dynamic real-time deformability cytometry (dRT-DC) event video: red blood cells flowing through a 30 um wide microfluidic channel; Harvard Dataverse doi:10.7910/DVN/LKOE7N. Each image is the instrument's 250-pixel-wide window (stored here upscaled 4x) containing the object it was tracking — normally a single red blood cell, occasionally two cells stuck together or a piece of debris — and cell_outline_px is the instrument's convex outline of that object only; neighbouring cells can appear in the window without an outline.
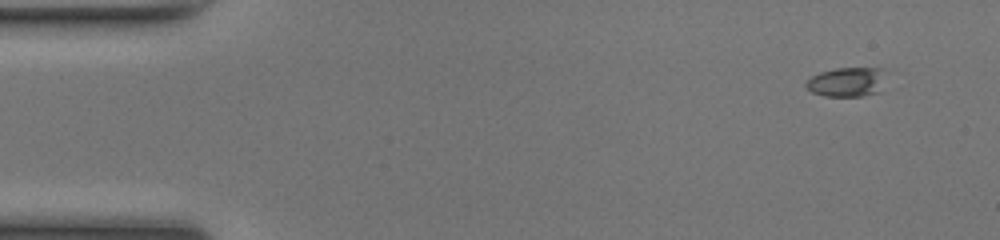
{"species": "common noctule bat (a hibernating species)", "species_latin": "Nyctalus noctula", "temperature_condition": "room temperature", "stored_images_in_passage": 47, "camera_frame_rate_fps": 3000, "um_per_image_px": 0.085, "animal": {"sex": "female", "body_mass_g": 17.0, "forearm_length_mm": 48.0}, "frame": {"image": 1, "passage_image": 1, "time_ms": 0.0, "image_size_px": [1000, 240], "cell_outline_px": [[884, 68], [880, 92], [860, 96], [824, 96], [812, 92], [804, 84], [812, 76], [820, 72], [836, 68]], "centroid_in_image_um": [71.96, 6.97], "position_along_channel_um": 13.0, "area_um2": 13.53}}
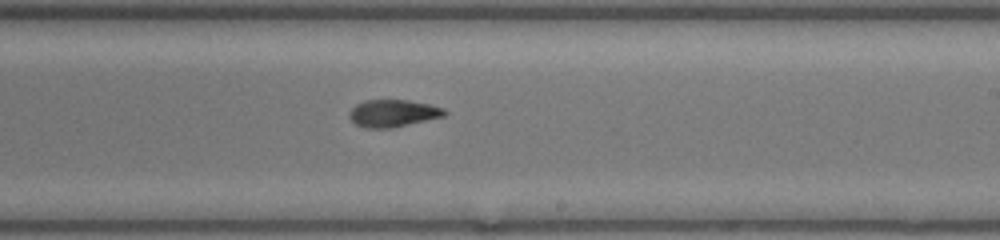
{"frame": {"image": 2, "passage_image": 27, "time_ms": 8.667, "image_size_px": [1000, 240], "cell_outline_px": [[448, 112], [444, 116], [392, 128], [364, 128], [356, 124], [348, 116], [348, 112], [356, 104], [364, 100], [408, 100], [428, 104], [444, 108]], "centroid_in_image_um": [33.38, 9.63], "position_along_channel_um": 255.6, "area_um2": 15.14}}
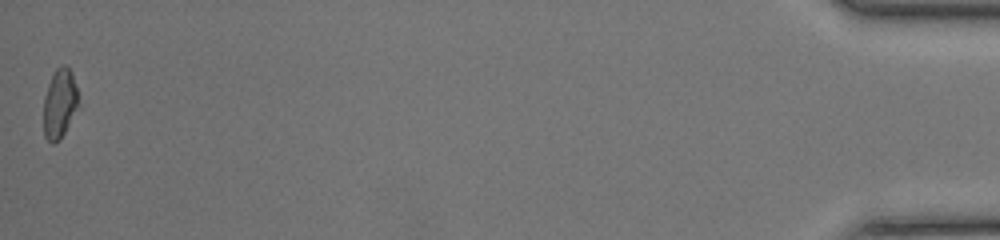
{"frame": {"image": 3, "passage_image": 47, "time_ms": 15.333, "image_size_px": [1000, 240], "cell_outline_px": [[80, 108], [60, 140], [52, 144], [44, 136], [44, 96], [48, 84], [56, 68], [60, 64], [64, 64], [72, 72], [76, 88]], "centroid_in_image_um": [5.09, 8.82], "position_along_channel_um": 430.1, "area_um2": 14.39}, "authors_computed_cell_mechanics": {"area_um2": 15.028, "velocity_mm_per_s": 4.2017, "shape_relaxation_time_tau1_ms": 5.4315, "shape_relaxation_time_tau2_ms": 3.2221, "deformation_change_tau1": 0.1707, "deformation_change_tau2": 0.1049}}